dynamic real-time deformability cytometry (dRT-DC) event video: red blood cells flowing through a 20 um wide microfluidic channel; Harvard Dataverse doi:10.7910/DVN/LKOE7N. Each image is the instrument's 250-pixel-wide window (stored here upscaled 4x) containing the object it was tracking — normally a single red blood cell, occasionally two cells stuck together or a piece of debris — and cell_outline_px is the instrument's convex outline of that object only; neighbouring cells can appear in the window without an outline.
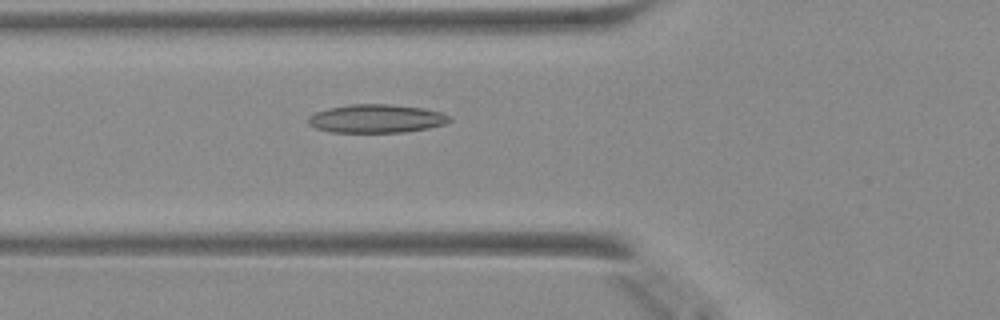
{"species": "Egyptian fruit bat (a non-hibernating species)", "species_latin": "Rousettus aegyptiacus", "temperature_condition": "warm", "stored_images_in_passage": 48, "camera_frame_rate_fps": 3000, "um_per_image_px": 0.085, "animal": {"sex": "female"}, "frame": {"image": 1, "passage_image": 18, "time_ms": 5.667, "image_size_px": [1000, 320], "cell_outline_px": [[452, 120], [444, 124], [428, 128], [404, 132], [332, 132], [316, 128], [308, 124], [308, 116], [316, 112], [328, 108], [348, 104], [388, 104], [424, 108], [444, 112]], "centroid_in_image_um": [31.99, 10.07], "position_along_channel_um": 93.8, "area_um2": 23.47}}
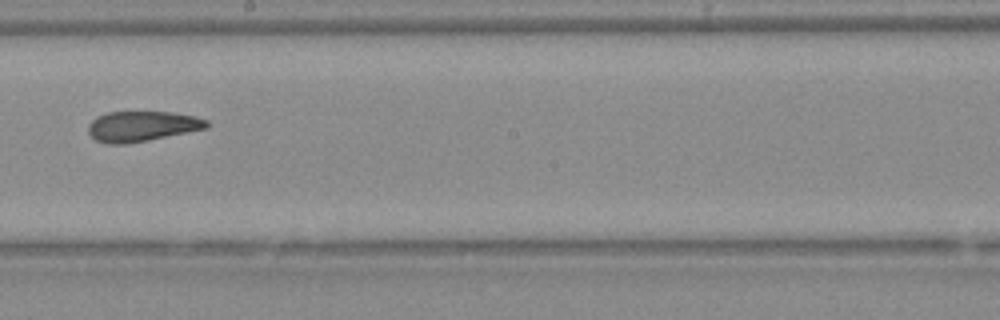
{"frame": {"image": 2, "passage_image": 28, "time_ms": 9.0, "image_size_px": [1000, 320], "cell_outline_px": [[208, 128], [128, 144], [104, 144], [96, 140], [88, 132], [88, 124], [96, 116], [108, 112], [172, 112], [196, 116], [208, 120]], "centroid_in_image_um": [12.05, 10.73], "position_along_channel_um": 236.1, "area_um2": 21.04}}
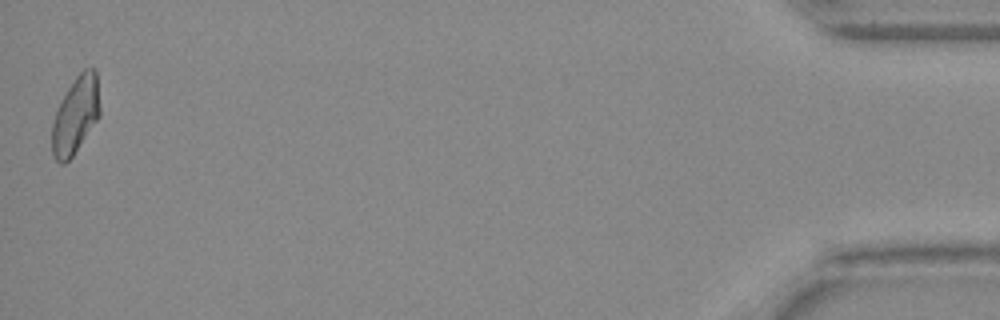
{"frame": {"image": 3, "passage_image": 48, "time_ms": 15.667, "image_size_px": [1000, 320], "cell_outline_px": [[100, 116], [72, 156], [64, 164], [60, 164], [52, 156], [52, 124], [56, 112], [68, 88], [76, 76], [84, 68], [96, 68], [100, 108]], "centroid_in_image_um": [6.44, 9.79], "position_along_channel_um": 428.8, "area_um2": 21.33}}